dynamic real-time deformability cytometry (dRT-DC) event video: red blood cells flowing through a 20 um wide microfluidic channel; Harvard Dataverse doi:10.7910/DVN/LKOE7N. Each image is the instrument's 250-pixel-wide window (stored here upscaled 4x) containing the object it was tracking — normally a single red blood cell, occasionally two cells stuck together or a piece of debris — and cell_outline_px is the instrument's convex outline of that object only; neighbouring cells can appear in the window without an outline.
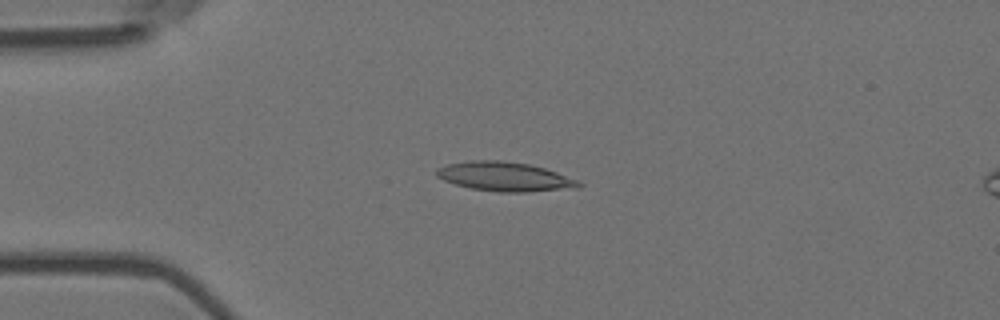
{"species": "Egyptian fruit bat (a non-hibernating species)", "species_latin": "Rousettus aegyptiacus", "temperature_condition": "room temperature", "stored_images_in_passage": 3, "segment_of_instrument_passage": [1, 2], "camera_frame_rate_fps": 3000, "um_per_image_px": 0.085, "animal": {"sex": "female"}, "frame": {"image": 1, "passage_image": 1, "time_ms": 0.0, "image_size_px": [1000, 320], "cell_outline_px": [[584, 184], [580, 188], [528, 192], [500, 192], [472, 188], [456, 184], [444, 180], [436, 176], [436, 168], [448, 164], [468, 160], [500, 160], [528, 164], [544, 168], [556, 172], [576, 180]], "centroid_in_image_um": [42.91, 15.01], "position_along_channel_um": 42.1, "area_um2": 24.16}}